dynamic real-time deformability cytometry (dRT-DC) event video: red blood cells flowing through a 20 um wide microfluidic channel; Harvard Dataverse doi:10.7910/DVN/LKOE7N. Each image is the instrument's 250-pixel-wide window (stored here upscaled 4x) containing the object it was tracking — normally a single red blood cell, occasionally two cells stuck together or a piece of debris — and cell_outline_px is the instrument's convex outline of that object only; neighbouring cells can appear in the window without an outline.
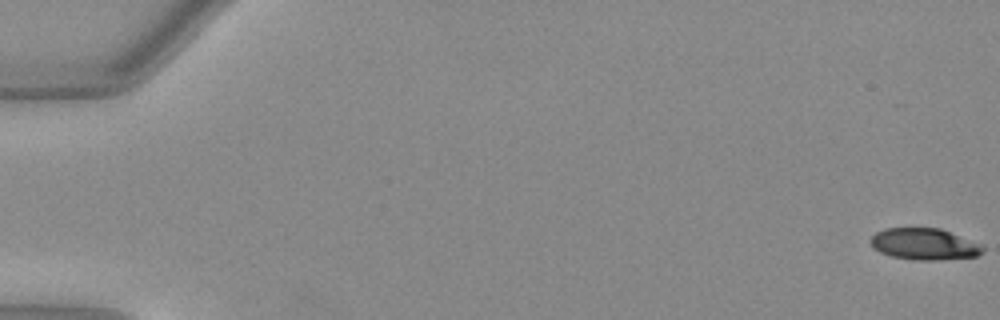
{"species": "Egyptian fruit bat (a non-hibernating species)", "species_latin": "Rousettus aegyptiacus", "temperature_condition": "warm", "stored_images_in_passage": 23, "camera_frame_rate_fps": 3000, "um_per_image_px": 0.085, "animal": {"sex": "female"}, "frame": {"image": 1, "passage_image": 1, "time_ms": 0.0, "image_size_px": [1000, 320], "cell_outline_px": [[984, 252], [976, 256], [940, 260], [912, 260], [892, 256], [880, 252], [872, 248], [872, 236], [876, 232], [884, 228], [940, 228], [976, 244], [984, 248]], "centroid_in_image_um": [78.5, 20.76], "position_along_channel_um": 6.5, "area_um2": 20.23}}
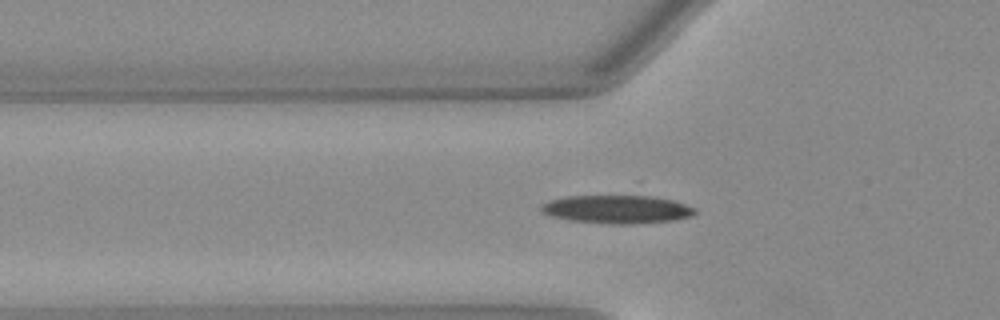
{"frame": {"image": 2, "passage_image": 19, "time_ms": 6.0, "image_size_px": [1000, 320], "cell_outline_px": [[696, 212], [692, 216], [676, 220], [632, 224], [608, 224], [568, 220], [552, 216], [544, 212], [540, 208], [544, 204], [552, 200], [568, 196], [648, 196], [672, 200], [696, 208]], "centroid_in_image_um": [52.49, 17.8], "position_along_channel_um": 73.3, "area_um2": 25.09}}
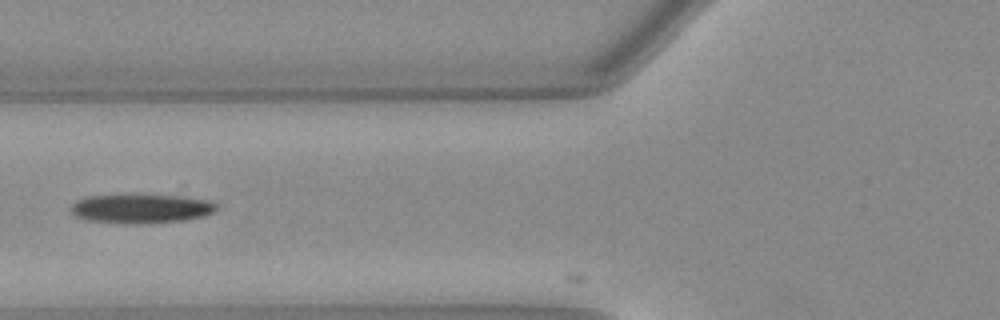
{"frame": {"image": 3, "passage_image": 22, "time_ms": 7.0, "image_size_px": [1000, 320], "cell_outline_px": [[216, 208], [212, 212], [204, 216], [184, 220], [92, 220], [76, 216], [72, 212], [72, 204], [88, 196], [176, 196], [204, 200], [216, 204]], "centroid_in_image_um": [12.03, 17.68], "position_along_channel_um": 113.8, "area_um2": 22.25}}